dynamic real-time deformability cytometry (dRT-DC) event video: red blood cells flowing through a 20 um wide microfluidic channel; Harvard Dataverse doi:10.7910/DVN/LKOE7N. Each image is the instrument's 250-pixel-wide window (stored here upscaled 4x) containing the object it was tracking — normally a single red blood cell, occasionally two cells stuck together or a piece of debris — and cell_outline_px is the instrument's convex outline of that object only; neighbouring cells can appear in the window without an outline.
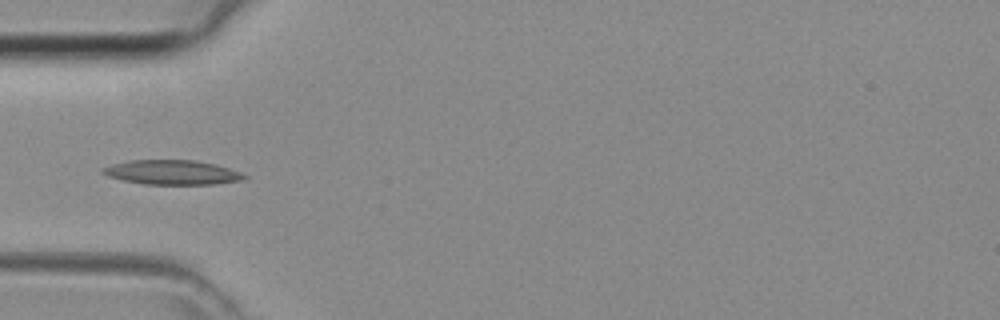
{"species": "common noctule bat (a hibernating species)", "species_latin": "Nyctalus noctula", "temperature_condition": "room temperature", "stored_images_in_passage": 38, "camera_frame_rate_fps": 3000, "um_per_image_px": 0.085, "animal": {"sex": "female", "body_mass_g": 29.2, "forearm_length_mm": 56.3}, "frame": {"image": 1, "passage_image": 8, "time_ms": 2.333, "image_size_px": [1000, 320], "cell_outline_px": [[248, 176], [244, 180], [216, 184], [144, 184], [124, 180], [108, 176], [100, 172], [100, 168], [112, 164], [128, 160], [196, 160], [216, 164], [240, 172]], "centroid_in_image_um": [14.63, 14.64], "position_along_channel_um": 70.4, "area_um2": 20.29}}
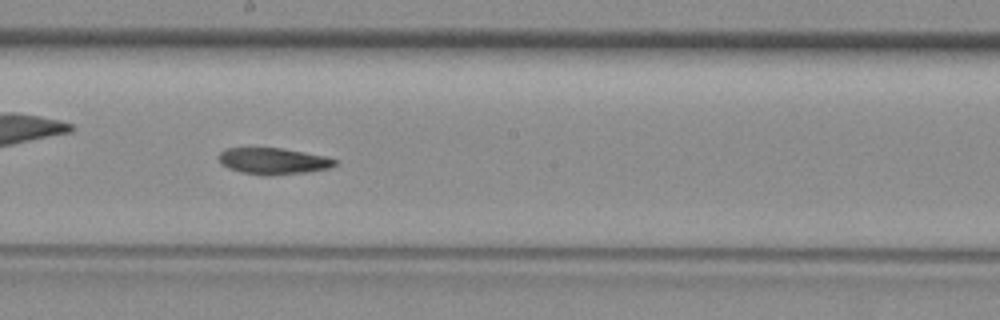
{"frame": {"image": 2, "passage_image": 18, "time_ms": 5.667, "image_size_px": [1000, 320], "cell_outline_px": [[340, 160], [336, 164], [328, 168], [308, 172], [264, 176], [240, 172], [228, 168], [220, 164], [216, 156], [224, 148], [280, 148], [304, 152], [324, 156]], "centroid_in_image_um": [23.18, 13.69], "position_along_channel_um": 225.0, "area_um2": 18.09}}
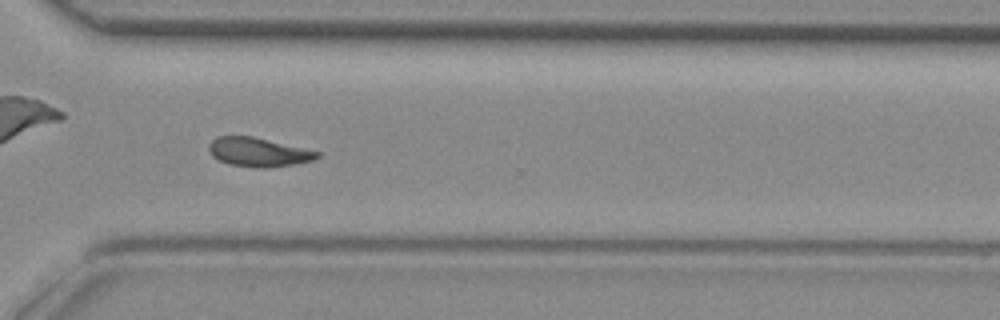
{"frame": {"image": 3, "passage_image": 26, "time_ms": 8.333, "image_size_px": [1000, 320], "cell_outline_px": [[320, 156], [312, 160], [296, 164], [268, 168], [256, 168], [228, 164], [212, 156], [208, 148], [208, 144], [216, 136], [252, 136], [304, 148], [320, 152]], "centroid_in_image_um": [21.94, 12.93], "position_along_channel_um": 348.7, "area_um2": 18.32}}